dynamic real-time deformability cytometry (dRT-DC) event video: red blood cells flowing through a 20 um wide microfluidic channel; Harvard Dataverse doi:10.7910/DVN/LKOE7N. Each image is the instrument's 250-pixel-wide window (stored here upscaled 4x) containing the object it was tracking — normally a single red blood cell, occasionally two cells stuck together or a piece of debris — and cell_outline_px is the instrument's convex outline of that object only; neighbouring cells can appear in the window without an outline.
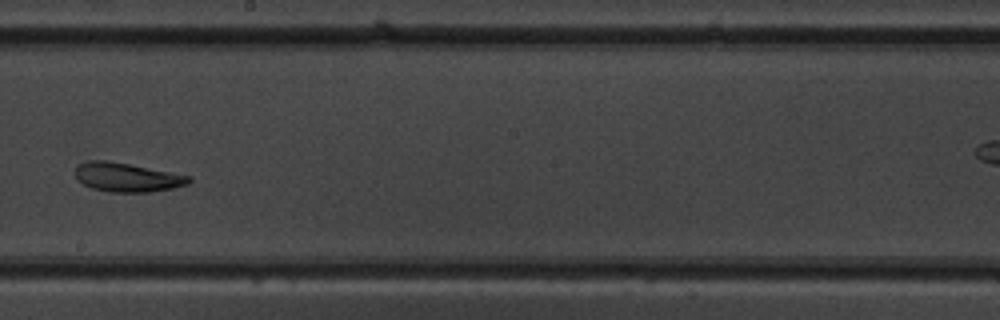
{"species": "common noctule bat (a hibernating species)", "species_latin": "Nyctalus noctula", "temperature_condition": "warm", "stored_images_in_passage": 11, "segment_of_instrument_passage": [1, 2], "camera_frame_rate_fps": 3000, "um_per_image_px": 0.085, "animal": {"sex": "male", "body_mass_g": 19.5, "forearm_length_mm": 54.6}, "frame": {"image": 1, "passage_image": 10, "time_ms": 10.333, "image_size_px": [1000, 320], "cell_outline_px": [[192, 180], [188, 184], [172, 188], [148, 192], [112, 192], [92, 188], [76, 180], [76, 164], [88, 160], [108, 160], [192, 176]], "centroid_in_image_um": [10.78, 15.06], "position_along_channel_um": 237.4, "area_um2": 19.25}}